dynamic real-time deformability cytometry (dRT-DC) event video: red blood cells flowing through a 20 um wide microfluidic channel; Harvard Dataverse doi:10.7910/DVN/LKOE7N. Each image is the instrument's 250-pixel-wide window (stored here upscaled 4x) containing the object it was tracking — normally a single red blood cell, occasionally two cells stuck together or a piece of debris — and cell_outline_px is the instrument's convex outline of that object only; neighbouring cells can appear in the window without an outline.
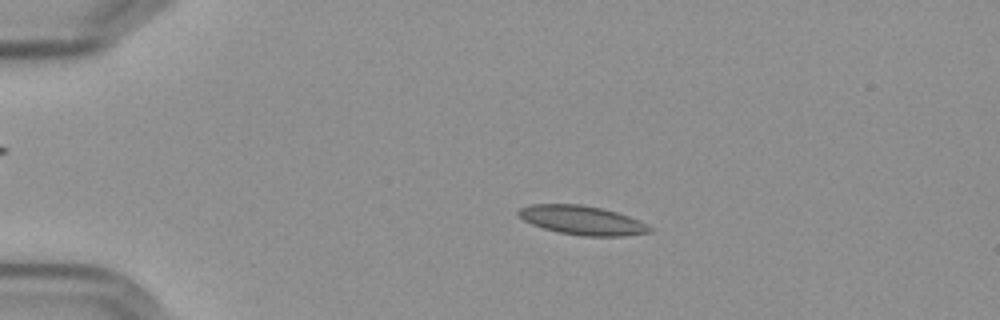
{"species": "Egyptian fruit bat (a non-hibernating species)", "species_latin": "Rousettus aegyptiacus", "temperature_condition": "cold", "stored_images_in_passage": 57, "camera_frame_rate_fps": 3000, "um_per_image_px": 0.085, "frame": {"image": 1, "passage_image": 12, "time_ms": 3.667, "image_size_px": [1000, 320], "cell_outline_px": [[652, 232], [624, 236], [580, 236], [556, 232], [532, 224], [516, 216], [516, 212], [520, 208], [532, 204], [580, 204], [600, 208], [616, 212], [628, 216], [648, 224], [652, 228]], "centroid_in_image_um": [49.46, 18.73], "position_along_channel_um": 35.5, "area_um2": 22.31}}
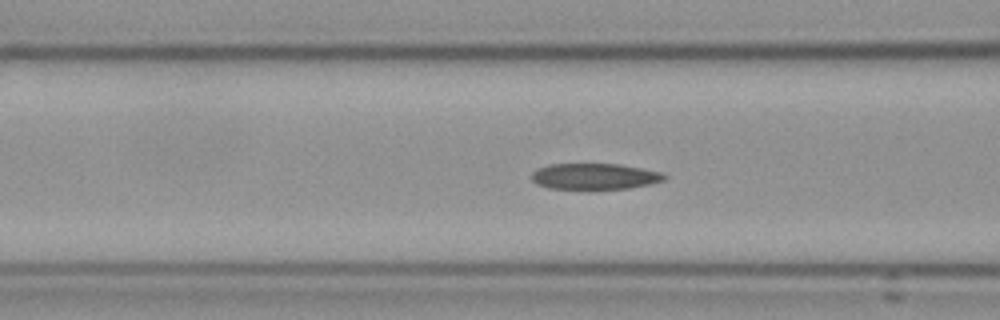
{"frame": {"image": 2, "passage_image": 23, "time_ms": 7.333, "image_size_px": [1000, 320], "cell_outline_px": [[668, 176], [664, 180], [652, 184], [628, 188], [548, 188], [536, 184], [532, 180], [532, 172], [536, 168], [548, 164], [620, 164], [664, 172]], "centroid_in_image_um": [50.57, 14.97], "position_along_channel_um": 116.0, "area_um2": 20.17}}
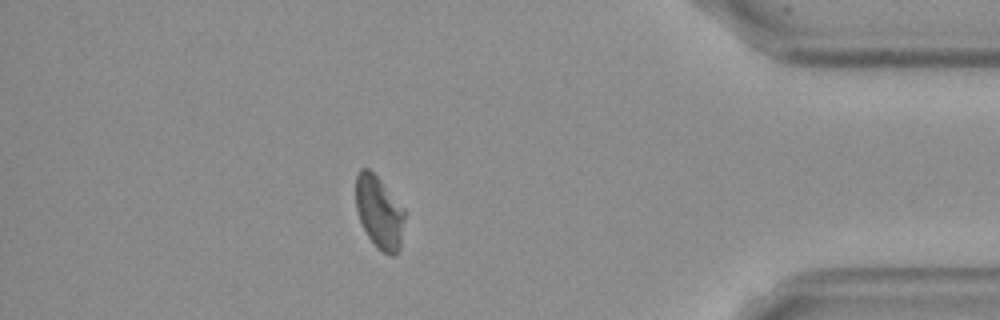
{"frame": {"image": 3, "passage_image": 50, "time_ms": 16.333, "image_size_px": [1000, 320], "cell_outline_px": [[404, 220], [400, 248], [392, 256], [376, 248], [368, 236], [360, 220], [356, 208], [356, 176], [360, 168], [368, 168], [380, 180], [404, 208]], "centroid_in_image_um": [32.23, 18.04], "position_along_channel_um": 403.0, "area_um2": 20.4}, "authors_computed_cell_mechanics": {"area_um2": 20.9814, "velocity_mm_per_s": 3.5714, "shape_relaxation_time_tau1_ms": null, "shape_relaxation_time_tau2_ms": 4.4178, "deformation_change_tau1": null, "deformation_change_tau2": 0.0933}}